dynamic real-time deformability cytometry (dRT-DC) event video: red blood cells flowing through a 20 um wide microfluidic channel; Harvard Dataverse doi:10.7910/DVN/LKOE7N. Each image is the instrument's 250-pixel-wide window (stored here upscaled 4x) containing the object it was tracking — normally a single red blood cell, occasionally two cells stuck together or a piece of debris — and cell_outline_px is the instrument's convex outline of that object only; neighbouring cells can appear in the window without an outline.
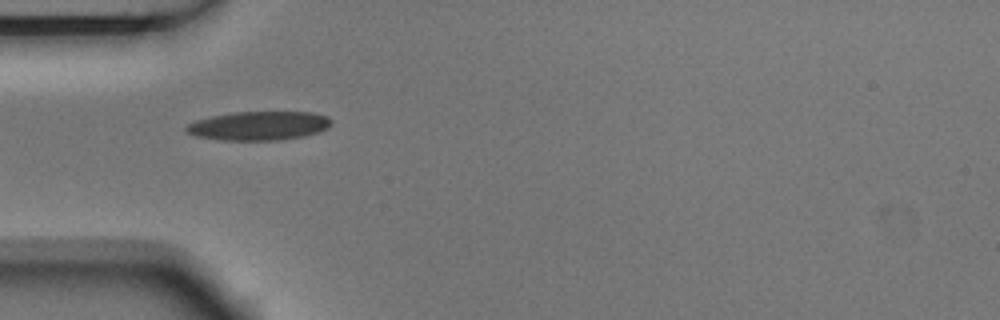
{"species": "Egyptian fruit bat (a non-hibernating species)", "species_latin": "Rousettus aegyptiacus", "temperature_condition": "room temperature", "stored_images_in_passage": 3, "camera_frame_rate_fps": 3000, "um_per_image_px": 0.085, "animal": {"sex": "male"}, "frame": {"image": 1, "passage_image": 2, "time_ms": 0.333, "image_size_px": [1000, 320], "cell_outline_px": [[332, 124], [328, 128], [320, 132], [304, 136], [280, 140], [220, 140], [196, 136], [188, 132], [184, 128], [188, 124], [196, 120], [212, 116], [236, 112], [312, 112], [324, 116], [332, 120]], "centroid_in_image_um": [22.03, 10.69], "position_along_channel_um": 63.0, "area_um2": 24.39}}
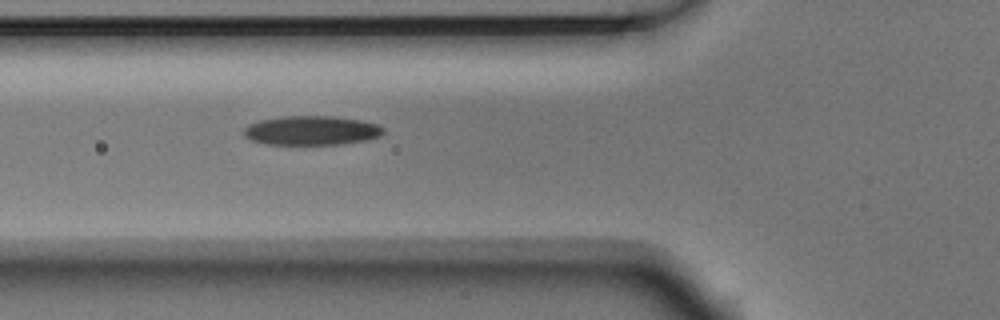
{"frame": {"image": 2, "passage_image": 3, "time_ms": 0.667, "image_size_px": [1000, 320], "cell_outline_px": [[384, 132], [380, 136], [364, 140], [340, 144], [268, 144], [248, 140], [244, 136], [244, 128], [248, 124], [260, 120], [284, 116], [332, 116], [360, 120], [376, 124], [384, 128]], "centroid_in_image_um": [26.44, 11.09], "position_along_channel_um": 99.4, "area_um2": 23.7}}